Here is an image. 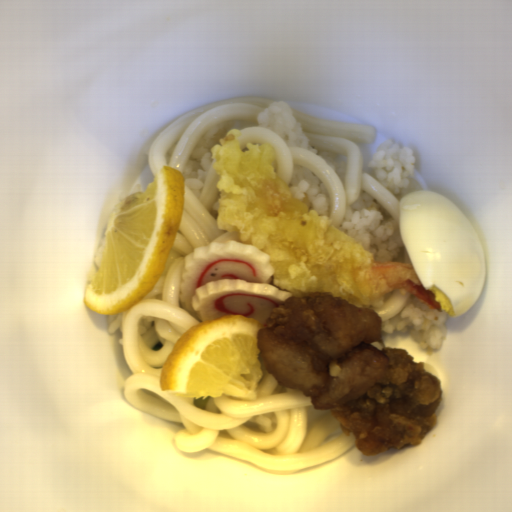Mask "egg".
I'll list each match as a JSON object with an SVG mask.
<instances>
[{
    "instance_id": "d2b9013d",
    "label": "egg",
    "mask_w": 512,
    "mask_h": 512,
    "mask_svg": "<svg viewBox=\"0 0 512 512\" xmlns=\"http://www.w3.org/2000/svg\"><path fill=\"white\" fill-rule=\"evenodd\" d=\"M399 235L409 262L448 318L464 315L480 298L486 256L468 217L435 190L405 194L399 206Z\"/></svg>"
}]
</instances>
